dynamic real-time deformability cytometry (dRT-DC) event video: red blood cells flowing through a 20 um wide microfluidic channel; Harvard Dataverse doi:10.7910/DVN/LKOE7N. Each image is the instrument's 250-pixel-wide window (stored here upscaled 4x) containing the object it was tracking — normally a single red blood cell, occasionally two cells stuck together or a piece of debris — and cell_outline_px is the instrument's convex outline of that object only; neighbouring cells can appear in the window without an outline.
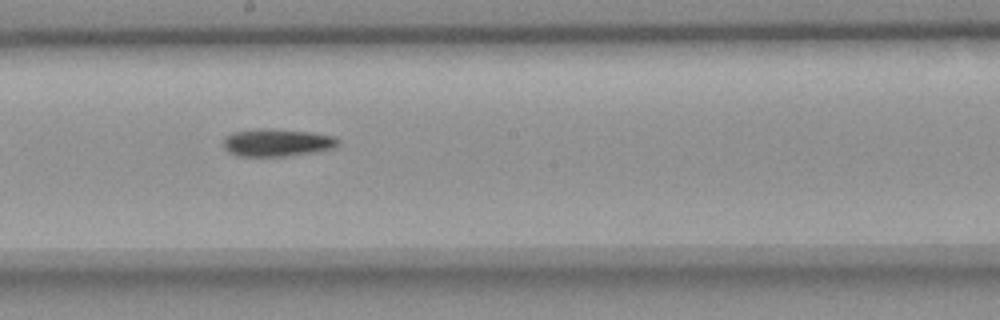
{"species": "common noctule bat (a hibernating species)", "species_latin": "Nyctalus noctula", "temperature_condition": "room temperature", "stored_images_in_passage": 11, "camera_frame_rate_fps": 3000, "um_per_image_px": 0.085, "animal": {"sex": "female", "body_mass_g": 18.4}, "frame": {"image": 1, "passage_image": 10, "time_ms": 11.333, "image_size_px": [1000, 320], "cell_outline_px": [[340, 144], [332, 148], [316, 152], [284, 156], [240, 156], [228, 152], [224, 148], [224, 136], [232, 132], [260, 128], [268, 128], [308, 132], [336, 136], [340, 140]], "centroid_in_image_um": [23.55, 12.11], "position_along_channel_um": 224.7, "area_um2": 18.55}}